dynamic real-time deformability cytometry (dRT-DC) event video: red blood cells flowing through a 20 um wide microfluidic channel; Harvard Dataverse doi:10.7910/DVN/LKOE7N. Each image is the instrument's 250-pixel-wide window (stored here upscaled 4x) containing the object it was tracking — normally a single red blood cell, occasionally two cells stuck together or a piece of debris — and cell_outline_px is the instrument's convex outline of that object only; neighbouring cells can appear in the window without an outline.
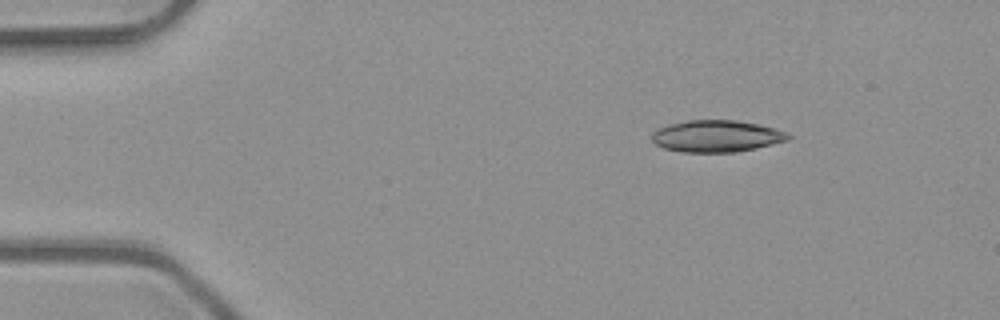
{"species": "common noctule bat (a hibernating species)", "species_latin": "Nyctalus noctula", "temperature_condition": "room temperature", "stored_images_in_passage": 5, "camera_frame_rate_fps": 3000, "um_per_image_px": 0.085, "animal": {"sex": "male", "body_mass_g": 23.1, "forearm_length_mm": 52.7}, "frame": {"image": 1, "passage_image": 5, "time_ms": 1.333, "image_size_px": [1000, 320], "cell_outline_px": [[792, 136], [788, 140], [756, 148], [736, 152], [680, 152], [664, 148], [656, 144], [652, 140], [652, 132], [668, 124], [688, 120], [736, 120], [760, 124], [788, 132]], "centroid_in_image_um": [60.92, 11.57], "position_along_channel_um": 24.1, "area_um2": 25.37}}